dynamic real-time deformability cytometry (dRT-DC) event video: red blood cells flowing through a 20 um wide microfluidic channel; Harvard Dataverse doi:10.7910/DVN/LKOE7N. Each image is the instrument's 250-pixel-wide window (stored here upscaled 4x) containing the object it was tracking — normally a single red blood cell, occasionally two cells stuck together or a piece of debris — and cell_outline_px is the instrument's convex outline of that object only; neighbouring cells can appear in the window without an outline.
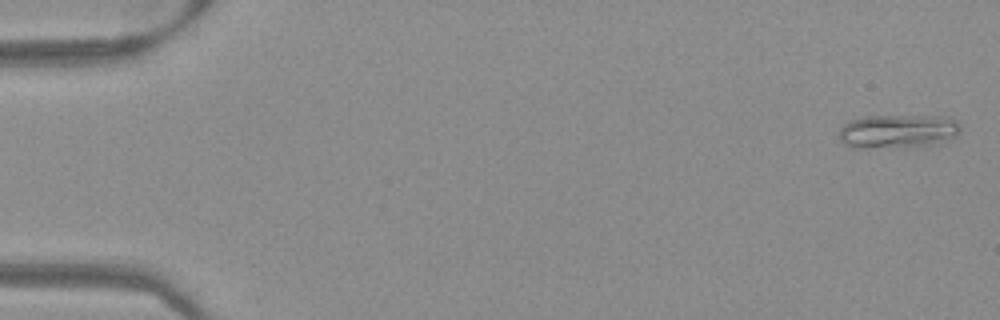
{"species": "Egyptian fruit bat (a non-hibernating species)", "species_latin": "Rousettus aegyptiacus", "temperature_condition": "warm", "stored_images_in_passage": 52, "camera_frame_rate_fps": 3000, "um_per_image_px": 0.085, "frame": {"image": 1, "passage_image": 2, "time_ms": 0.333, "image_size_px": [1000, 320], "cell_outline_px": [[960, 132], [940, 144], [912, 148], [852, 148], [844, 144], [840, 140], [840, 128], [844, 124], [852, 120], [868, 116], [948, 116], [956, 120], [960, 124]], "centroid_in_image_um": [76.35, 11.19], "position_along_channel_um": 8.6, "area_um2": 24.45}}
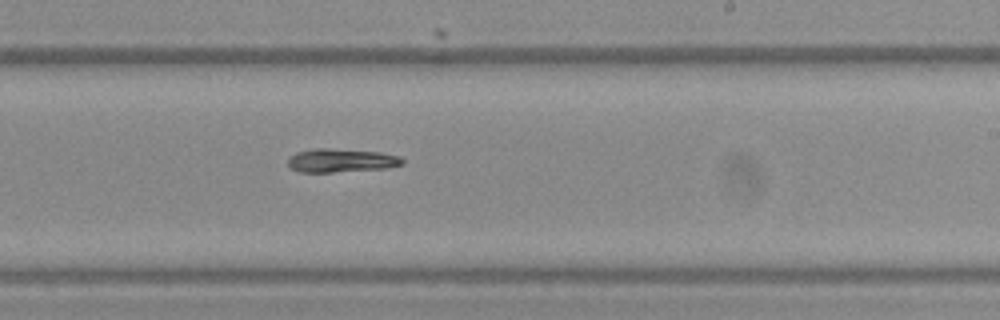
{"frame": {"image": 2, "passage_image": 32, "time_ms": 10.333, "image_size_px": [1000, 320], "cell_outline_px": [[404, 164], [388, 168], [332, 172], [300, 172], [292, 168], [288, 164], [288, 156], [296, 152], [316, 148], [328, 148], [380, 152], [400, 156], [404, 160]], "centroid_in_image_um": [29.01, 13.63], "position_along_channel_um": 260.0, "area_um2": 15.78}}
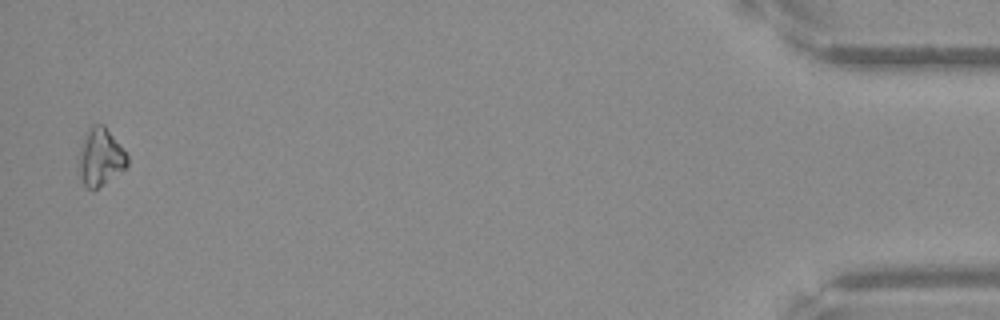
{"frame": {"image": 3, "passage_image": 51, "time_ms": 16.667, "image_size_px": [1000, 320], "cell_outline_px": [[128, 164], [124, 168], [96, 188], [88, 188], [80, 180], [76, 172], [76, 164], [80, 148], [92, 124], [104, 124], [128, 156]], "centroid_in_image_um": [8.47, 13.36], "position_along_channel_um": 426.7, "area_um2": 16.07}}